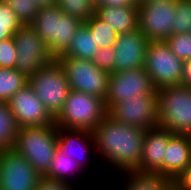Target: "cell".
Returning a JSON list of instances; mask_svg holds the SVG:
<instances>
[{"label":"cell","mask_w":191,"mask_h":190,"mask_svg":"<svg viewBox=\"0 0 191 190\" xmlns=\"http://www.w3.org/2000/svg\"><path fill=\"white\" fill-rule=\"evenodd\" d=\"M98 45L85 23L76 31L68 48L59 56L74 57L91 61L98 52Z\"/></svg>","instance_id":"obj_20"},{"label":"cell","mask_w":191,"mask_h":190,"mask_svg":"<svg viewBox=\"0 0 191 190\" xmlns=\"http://www.w3.org/2000/svg\"><path fill=\"white\" fill-rule=\"evenodd\" d=\"M175 14L172 35L191 32V0H176Z\"/></svg>","instance_id":"obj_30"},{"label":"cell","mask_w":191,"mask_h":190,"mask_svg":"<svg viewBox=\"0 0 191 190\" xmlns=\"http://www.w3.org/2000/svg\"><path fill=\"white\" fill-rule=\"evenodd\" d=\"M23 25H30L40 9L33 0H4Z\"/></svg>","instance_id":"obj_29"},{"label":"cell","mask_w":191,"mask_h":190,"mask_svg":"<svg viewBox=\"0 0 191 190\" xmlns=\"http://www.w3.org/2000/svg\"><path fill=\"white\" fill-rule=\"evenodd\" d=\"M17 57L14 38L10 37L0 41V68H15Z\"/></svg>","instance_id":"obj_33"},{"label":"cell","mask_w":191,"mask_h":190,"mask_svg":"<svg viewBox=\"0 0 191 190\" xmlns=\"http://www.w3.org/2000/svg\"><path fill=\"white\" fill-rule=\"evenodd\" d=\"M84 22L68 14L62 13L58 18L57 38L47 47L56 58L70 45L76 31Z\"/></svg>","instance_id":"obj_21"},{"label":"cell","mask_w":191,"mask_h":190,"mask_svg":"<svg viewBox=\"0 0 191 190\" xmlns=\"http://www.w3.org/2000/svg\"><path fill=\"white\" fill-rule=\"evenodd\" d=\"M108 115L115 121L145 130L155 128L158 126L157 94L125 99L113 105Z\"/></svg>","instance_id":"obj_12"},{"label":"cell","mask_w":191,"mask_h":190,"mask_svg":"<svg viewBox=\"0 0 191 190\" xmlns=\"http://www.w3.org/2000/svg\"><path fill=\"white\" fill-rule=\"evenodd\" d=\"M124 174L128 182L122 186V190H171L173 188L169 179L158 174L136 171L124 172Z\"/></svg>","instance_id":"obj_22"},{"label":"cell","mask_w":191,"mask_h":190,"mask_svg":"<svg viewBox=\"0 0 191 190\" xmlns=\"http://www.w3.org/2000/svg\"><path fill=\"white\" fill-rule=\"evenodd\" d=\"M89 1H91V3H93L94 5H96L98 2V0H89Z\"/></svg>","instance_id":"obj_40"},{"label":"cell","mask_w":191,"mask_h":190,"mask_svg":"<svg viewBox=\"0 0 191 190\" xmlns=\"http://www.w3.org/2000/svg\"><path fill=\"white\" fill-rule=\"evenodd\" d=\"M96 40L98 47H113L118 33L110 25L102 20L96 13L85 22Z\"/></svg>","instance_id":"obj_26"},{"label":"cell","mask_w":191,"mask_h":190,"mask_svg":"<svg viewBox=\"0 0 191 190\" xmlns=\"http://www.w3.org/2000/svg\"><path fill=\"white\" fill-rule=\"evenodd\" d=\"M172 135L173 133L169 130L158 126L146 130L143 139L140 167L136 172L163 176L165 149Z\"/></svg>","instance_id":"obj_15"},{"label":"cell","mask_w":191,"mask_h":190,"mask_svg":"<svg viewBox=\"0 0 191 190\" xmlns=\"http://www.w3.org/2000/svg\"><path fill=\"white\" fill-rule=\"evenodd\" d=\"M29 84L43 102L45 109L55 118L71 91L60 63L54 59L49 65L40 68L29 79Z\"/></svg>","instance_id":"obj_5"},{"label":"cell","mask_w":191,"mask_h":190,"mask_svg":"<svg viewBox=\"0 0 191 190\" xmlns=\"http://www.w3.org/2000/svg\"><path fill=\"white\" fill-rule=\"evenodd\" d=\"M62 66L70 88L105 100L109 73L96 67L92 61L68 56L55 58Z\"/></svg>","instance_id":"obj_7"},{"label":"cell","mask_w":191,"mask_h":190,"mask_svg":"<svg viewBox=\"0 0 191 190\" xmlns=\"http://www.w3.org/2000/svg\"><path fill=\"white\" fill-rule=\"evenodd\" d=\"M149 42L139 29L118 34L113 46L116 61L114 73L143 68Z\"/></svg>","instance_id":"obj_14"},{"label":"cell","mask_w":191,"mask_h":190,"mask_svg":"<svg viewBox=\"0 0 191 190\" xmlns=\"http://www.w3.org/2000/svg\"><path fill=\"white\" fill-rule=\"evenodd\" d=\"M40 176L14 149L0 151V190H36Z\"/></svg>","instance_id":"obj_11"},{"label":"cell","mask_w":191,"mask_h":190,"mask_svg":"<svg viewBox=\"0 0 191 190\" xmlns=\"http://www.w3.org/2000/svg\"><path fill=\"white\" fill-rule=\"evenodd\" d=\"M28 83L29 79L16 68H0V102H8Z\"/></svg>","instance_id":"obj_24"},{"label":"cell","mask_w":191,"mask_h":190,"mask_svg":"<svg viewBox=\"0 0 191 190\" xmlns=\"http://www.w3.org/2000/svg\"><path fill=\"white\" fill-rule=\"evenodd\" d=\"M144 68L157 90L182 85L184 61L173 54L166 41L149 42Z\"/></svg>","instance_id":"obj_6"},{"label":"cell","mask_w":191,"mask_h":190,"mask_svg":"<svg viewBox=\"0 0 191 190\" xmlns=\"http://www.w3.org/2000/svg\"><path fill=\"white\" fill-rule=\"evenodd\" d=\"M191 162V136L173 134L165 149L163 177L173 182Z\"/></svg>","instance_id":"obj_16"},{"label":"cell","mask_w":191,"mask_h":190,"mask_svg":"<svg viewBox=\"0 0 191 190\" xmlns=\"http://www.w3.org/2000/svg\"><path fill=\"white\" fill-rule=\"evenodd\" d=\"M182 85L191 87V59L184 61Z\"/></svg>","instance_id":"obj_37"},{"label":"cell","mask_w":191,"mask_h":190,"mask_svg":"<svg viewBox=\"0 0 191 190\" xmlns=\"http://www.w3.org/2000/svg\"><path fill=\"white\" fill-rule=\"evenodd\" d=\"M95 13L118 34L138 28V4L122 7H95Z\"/></svg>","instance_id":"obj_18"},{"label":"cell","mask_w":191,"mask_h":190,"mask_svg":"<svg viewBox=\"0 0 191 190\" xmlns=\"http://www.w3.org/2000/svg\"><path fill=\"white\" fill-rule=\"evenodd\" d=\"M139 0H98L95 7H122L127 5L138 4Z\"/></svg>","instance_id":"obj_36"},{"label":"cell","mask_w":191,"mask_h":190,"mask_svg":"<svg viewBox=\"0 0 191 190\" xmlns=\"http://www.w3.org/2000/svg\"><path fill=\"white\" fill-rule=\"evenodd\" d=\"M81 169L84 170L74 159L56 150L51 161L50 170L46 176L69 182L71 175L75 176Z\"/></svg>","instance_id":"obj_25"},{"label":"cell","mask_w":191,"mask_h":190,"mask_svg":"<svg viewBox=\"0 0 191 190\" xmlns=\"http://www.w3.org/2000/svg\"><path fill=\"white\" fill-rule=\"evenodd\" d=\"M172 184L175 190H191V162Z\"/></svg>","instance_id":"obj_35"},{"label":"cell","mask_w":191,"mask_h":190,"mask_svg":"<svg viewBox=\"0 0 191 190\" xmlns=\"http://www.w3.org/2000/svg\"><path fill=\"white\" fill-rule=\"evenodd\" d=\"M8 104L20 128L54 124V118L29 83L15 93Z\"/></svg>","instance_id":"obj_13"},{"label":"cell","mask_w":191,"mask_h":190,"mask_svg":"<svg viewBox=\"0 0 191 190\" xmlns=\"http://www.w3.org/2000/svg\"><path fill=\"white\" fill-rule=\"evenodd\" d=\"M158 127L191 136V87L169 86L157 90Z\"/></svg>","instance_id":"obj_4"},{"label":"cell","mask_w":191,"mask_h":190,"mask_svg":"<svg viewBox=\"0 0 191 190\" xmlns=\"http://www.w3.org/2000/svg\"><path fill=\"white\" fill-rule=\"evenodd\" d=\"M107 115L103 99L71 89L54 123L58 128L92 131Z\"/></svg>","instance_id":"obj_3"},{"label":"cell","mask_w":191,"mask_h":190,"mask_svg":"<svg viewBox=\"0 0 191 190\" xmlns=\"http://www.w3.org/2000/svg\"><path fill=\"white\" fill-rule=\"evenodd\" d=\"M62 13L57 5L42 7L30 24L47 47L57 38L58 18Z\"/></svg>","instance_id":"obj_19"},{"label":"cell","mask_w":191,"mask_h":190,"mask_svg":"<svg viewBox=\"0 0 191 190\" xmlns=\"http://www.w3.org/2000/svg\"><path fill=\"white\" fill-rule=\"evenodd\" d=\"M19 130L8 102H0V151L13 149Z\"/></svg>","instance_id":"obj_23"},{"label":"cell","mask_w":191,"mask_h":190,"mask_svg":"<svg viewBox=\"0 0 191 190\" xmlns=\"http://www.w3.org/2000/svg\"><path fill=\"white\" fill-rule=\"evenodd\" d=\"M70 182L57 180L46 175H41L39 177L36 190H76V188H74L72 185L73 182Z\"/></svg>","instance_id":"obj_34"},{"label":"cell","mask_w":191,"mask_h":190,"mask_svg":"<svg viewBox=\"0 0 191 190\" xmlns=\"http://www.w3.org/2000/svg\"><path fill=\"white\" fill-rule=\"evenodd\" d=\"M163 1H166V0H139L138 5L151 4L154 2H163Z\"/></svg>","instance_id":"obj_39"},{"label":"cell","mask_w":191,"mask_h":190,"mask_svg":"<svg viewBox=\"0 0 191 190\" xmlns=\"http://www.w3.org/2000/svg\"><path fill=\"white\" fill-rule=\"evenodd\" d=\"M56 5L64 14L84 23L95 13V5L89 0H57Z\"/></svg>","instance_id":"obj_27"},{"label":"cell","mask_w":191,"mask_h":190,"mask_svg":"<svg viewBox=\"0 0 191 190\" xmlns=\"http://www.w3.org/2000/svg\"><path fill=\"white\" fill-rule=\"evenodd\" d=\"M39 8L56 5L57 0H33Z\"/></svg>","instance_id":"obj_38"},{"label":"cell","mask_w":191,"mask_h":190,"mask_svg":"<svg viewBox=\"0 0 191 190\" xmlns=\"http://www.w3.org/2000/svg\"><path fill=\"white\" fill-rule=\"evenodd\" d=\"M13 38L17 50L15 68L27 79L55 59L31 25H22Z\"/></svg>","instance_id":"obj_8"},{"label":"cell","mask_w":191,"mask_h":190,"mask_svg":"<svg viewBox=\"0 0 191 190\" xmlns=\"http://www.w3.org/2000/svg\"><path fill=\"white\" fill-rule=\"evenodd\" d=\"M91 61L101 70L109 74L114 73L116 67L115 49L113 47H100Z\"/></svg>","instance_id":"obj_32"},{"label":"cell","mask_w":191,"mask_h":190,"mask_svg":"<svg viewBox=\"0 0 191 190\" xmlns=\"http://www.w3.org/2000/svg\"><path fill=\"white\" fill-rule=\"evenodd\" d=\"M152 94H157V88L143 67L110 73L108 93L104 101L106 109L109 110L113 105L125 99Z\"/></svg>","instance_id":"obj_9"},{"label":"cell","mask_w":191,"mask_h":190,"mask_svg":"<svg viewBox=\"0 0 191 190\" xmlns=\"http://www.w3.org/2000/svg\"><path fill=\"white\" fill-rule=\"evenodd\" d=\"M22 25L14 11L4 1H0V41L13 37Z\"/></svg>","instance_id":"obj_28"},{"label":"cell","mask_w":191,"mask_h":190,"mask_svg":"<svg viewBox=\"0 0 191 190\" xmlns=\"http://www.w3.org/2000/svg\"><path fill=\"white\" fill-rule=\"evenodd\" d=\"M176 0L138 5V28L149 41H166L175 25Z\"/></svg>","instance_id":"obj_10"},{"label":"cell","mask_w":191,"mask_h":190,"mask_svg":"<svg viewBox=\"0 0 191 190\" xmlns=\"http://www.w3.org/2000/svg\"><path fill=\"white\" fill-rule=\"evenodd\" d=\"M166 43L170 46L173 54L179 59L183 61L191 59V32L173 34L167 38Z\"/></svg>","instance_id":"obj_31"},{"label":"cell","mask_w":191,"mask_h":190,"mask_svg":"<svg viewBox=\"0 0 191 190\" xmlns=\"http://www.w3.org/2000/svg\"><path fill=\"white\" fill-rule=\"evenodd\" d=\"M57 141V150L74 159L82 168L86 165L85 158L91 149L89 145L94 148V139L90 130L58 128Z\"/></svg>","instance_id":"obj_17"},{"label":"cell","mask_w":191,"mask_h":190,"mask_svg":"<svg viewBox=\"0 0 191 190\" xmlns=\"http://www.w3.org/2000/svg\"><path fill=\"white\" fill-rule=\"evenodd\" d=\"M57 125L21 127L13 149L23 155L40 175L50 170L57 150Z\"/></svg>","instance_id":"obj_2"},{"label":"cell","mask_w":191,"mask_h":190,"mask_svg":"<svg viewBox=\"0 0 191 190\" xmlns=\"http://www.w3.org/2000/svg\"><path fill=\"white\" fill-rule=\"evenodd\" d=\"M145 132L141 127L115 121L109 115L91 131L98 154L121 173L140 167Z\"/></svg>","instance_id":"obj_1"}]
</instances>
